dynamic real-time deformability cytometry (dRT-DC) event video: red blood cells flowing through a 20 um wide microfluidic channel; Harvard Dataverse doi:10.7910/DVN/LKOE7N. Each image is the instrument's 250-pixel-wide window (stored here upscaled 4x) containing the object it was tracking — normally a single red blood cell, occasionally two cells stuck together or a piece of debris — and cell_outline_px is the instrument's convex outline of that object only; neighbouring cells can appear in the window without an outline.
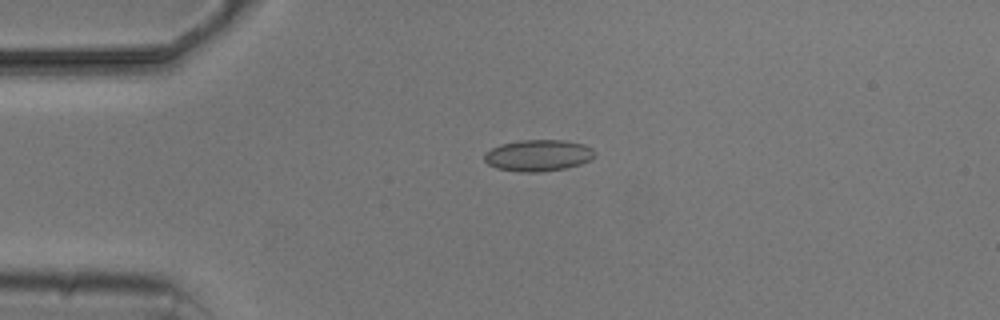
{"species": "common noctule bat (a hibernating species)", "species_latin": "Nyctalus noctula", "temperature_condition": "cold", "stored_images_in_passage": 5, "camera_frame_rate_fps": 3000, "um_per_image_px": 0.085, "animal": {"sex": "male", "body_mass_g": 20.5, "forearm_length_mm": 52.5}, "frame": {"image": 1, "passage_image": 4, "time_ms": 3.667, "image_size_px": [1000, 320], "cell_outline_px": [[596, 152], [588, 160], [580, 164], [564, 168], [536, 172], [520, 172], [496, 168], [488, 164], [484, 160], [484, 152], [500, 144], [520, 140], [564, 140], [584, 144], [592, 148]], "centroid_in_image_um": [45.71, 13.2], "position_along_channel_um": 39.3, "area_um2": 20.17}}